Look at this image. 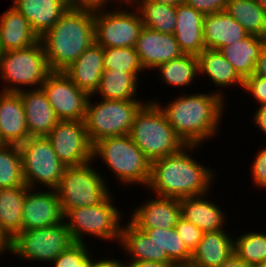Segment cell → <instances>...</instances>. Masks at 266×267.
<instances>
[{
	"label": "cell",
	"instance_id": "ba28073f",
	"mask_svg": "<svg viewBox=\"0 0 266 267\" xmlns=\"http://www.w3.org/2000/svg\"><path fill=\"white\" fill-rule=\"evenodd\" d=\"M91 98L92 95L87 101L84 124L92 145L103 138L129 134L136 113L146 103L101 99L93 104Z\"/></svg>",
	"mask_w": 266,
	"mask_h": 267
},
{
	"label": "cell",
	"instance_id": "8992f818",
	"mask_svg": "<svg viewBox=\"0 0 266 267\" xmlns=\"http://www.w3.org/2000/svg\"><path fill=\"white\" fill-rule=\"evenodd\" d=\"M51 72L41 40L24 49L0 53V81L5 84L2 92L41 88Z\"/></svg>",
	"mask_w": 266,
	"mask_h": 267
},
{
	"label": "cell",
	"instance_id": "c3c4849f",
	"mask_svg": "<svg viewBox=\"0 0 266 267\" xmlns=\"http://www.w3.org/2000/svg\"><path fill=\"white\" fill-rule=\"evenodd\" d=\"M256 112H254L253 115V122L256 124L259 130H261L264 135H266V104L259 105L258 108H256Z\"/></svg>",
	"mask_w": 266,
	"mask_h": 267
},
{
	"label": "cell",
	"instance_id": "4316f807",
	"mask_svg": "<svg viewBox=\"0 0 266 267\" xmlns=\"http://www.w3.org/2000/svg\"><path fill=\"white\" fill-rule=\"evenodd\" d=\"M197 57L199 75H207L212 81L211 83L219 87V91L215 90V93L223 99H226L224 97L225 94L222 92L223 88L234 85L236 87L238 85L243 90L244 80L238 75L234 67L228 63L220 51L204 49Z\"/></svg>",
	"mask_w": 266,
	"mask_h": 267
},
{
	"label": "cell",
	"instance_id": "ac0fdd59",
	"mask_svg": "<svg viewBox=\"0 0 266 267\" xmlns=\"http://www.w3.org/2000/svg\"><path fill=\"white\" fill-rule=\"evenodd\" d=\"M103 71V47L94 42L62 72L90 96L98 89Z\"/></svg>",
	"mask_w": 266,
	"mask_h": 267
},
{
	"label": "cell",
	"instance_id": "9a60e30c",
	"mask_svg": "<svg viewBox=\"0 0 266 267\" xmlns=\"http://www.w3.org/2000/svg\"><path fill=\"white\" fill-rule=\"evenodd\" d=\"M22 214V230L39 229L62 222L63 213L57 191L29 188L24 199Z\"/></svg>",
	"mask_w": 266,
	"mask_h": 267
},
{
	"label": "cell",
	"instance_id": "8fae6325",
	"mask_svg": "<svg viewBox=\"0 0 266 267\" xmlns=\"http://www.w3.org/2000/svg\"><path fill=\"white\" fill-rule=\"evenodd\" d=\"M74 243L68 227L62 221L49 227L22 230L10 241L9 253L23 261L50 264Z\"/></svg>",
	"mask_w": 266,
	"mask_h": 267
},
{
	"label": "cell",
	"instance_id": "60d3db41",
	"mask_svg": "<svg viewBox=\"0 0 266 267\" xmlns=\"http://www.w3.org/2000/svg\"><path fill=\"white\" fill-rule=\"evenodd\" d=\"M244 91L252 95L259 105L266 104V78L250 76L244 80Z\"/></svg>",
	"mask_w": 266,
	"mask_h": 267
},
{
	"label": "cell",
	"instance_id": "3957f363",
	"mask_svg": "<svg viewBox=\"0 0 266 267\" xmlns=\"http://www.w3.org/2000/svg\"><path fill=\"white\" fill-rule=\"evenodd\" d=\"M51 71H64L95 42L94 13L71 7L40 38Z\"/></svg>",
	"mask_w": 266,
	"mask_h": 267
},
{
	"label": "cell",
	"instance_id": "ffe728a7",
	"mask_svg": "<svg viewBox=\"0 0 266 267\" xmlns=\"http://www.w3.org/2000/svg\"><path fill=\"white\" fill-rule=\"evenodd\" d=\"M0 131L8 145H20L29 137L22 99L18 93L0 91Z\"/></svg>",
	"mask_w": 266,
	"mask_h": 267
},
{
	"label": "cell",
	"instance_id": "bcb514c9",
	"mask_svg": "<svg viewBox=\"0 0 266 267\" xmlns=\"http://www.w3.org/2000/svg\"><path fill=\"white\" fill-rule=\"evenodd\" d=\"M252 76L266 78V42L263 44L259 57L256 61L254 73Z\"/></svg>",
	"mask_w": 266,
	"mask_h": 267
},
{
	"label": "cell",
	"instance_id": "7bdbcfd3",
	"mask_svg": "<svg viewBox=\"0 0 266 267\" xmlns=\"http://www.w3.org/2000/svg\"><path fill=\"white\" fill-rule=\"evenodd\" d=\"M115 2L117 5H121L122 3H124L122 2V0H70V7L77 10L95 13L110 9L107 8L108 6L106 5L111 3L115 4Z\"/></svg>",
	"mask_w": 266,
	"mask_h": 267
},
{
	"label": "cell",
	"instance_id": "1f68e13d",
	"mask_svg": "<svg viewBox=\"0 0 266 267\" xmlns=\"http://www.w3.org/2000/svg\"><path fill=\"white\" fill-rule=\"evenodd\" d=\"M118 245L125 254L127 252L130 260L159 262L158 247L144 231L136 227L130 220L121 226Z\"/></svg>",
	"mask_w": 266,
	"mask_h": 267
},
{
	"label": "cell",
	"instance_id": "f907efd6",
	"mask_svg": "<svg viewBox=\"0 0 266 267\" xmlns=\"http://www.w3.org/2000/svg\"><path fill=\"white\" fill-rule=\"evenodd\" d=\"M219 267H252L245 261L240 259L235 253H232L230 257L221 264Z\"/></svg>",
	"mask_w": 266,
	"mask_h": 267
},
{
	"label": "cell",
	"instance_id": "db71d44e",
	"mask_svg": "<svg viewBox=\"0 0 266 267\" xmlns=\"http://www.w3.org/2000/svg\"><path fill=\"white\" fill-rule=\"evenodd\" d=\"M256 1L263 8V10L266 12V0H256Z\"/></svg>",
	"mask_w": 266,
	"mask_h": 267
},
{
	"label": "cell",
	"instance_id": "5b68a950",
	"mask_svg": "<svg viewBox=\"0 0 266 267\" xmlns=\"http://www.w3.org/2000/svg\"><path fill=\"white\" fill-rule=\"evenodd\" d=\"M129 136L150 161L177 153L186 145L160 106L149 100L136 113Z\"/></svg>",
	"mask_w": 266,
	"mask_h": 267
},
{
	"label": "cell",
	"instance_id": "4dcf8cb0",
	"mask_svg": "<svg viewBox=\"0 0 266 267\" xmlns=\"http://www.w3.org/2000/svg\"><path fill=\"white\" fill-rule=\"evenodd\" d=\"M159 249V262L175 265L190 264L192 253L185 246L175 227L170 229H140Z\"/></svg>",
	"mask_w": 266,
	"mask_h": 267
},
{
	"label": "cell",
	"instance_id": "836d02e7",
	"mask_svg": "<svg viewBox=\"0 0 266 267\" xmlns=\"http://www.w3.org/2000/svg\"><path fill=\"white\" fill-rule=\"evenodd\" d=\"M249 35L266 39V12L256 0H229L225 9Z\"/></svg>",
	"mask_w": 266,
	"mask_h": 267
},
{
	"label": "cell",
	"instance_id": "ee69618b",
	"mask_svg": "<svg viewBox=\"0 0 266 267\" xmlns=\"http://www.w3.org/2000/svg\"><path fill=\"white\" fill-rule=\"evenodd\" d=\"M86 243L73 244V267H92L95 260Z\"/></svg>",
	"mask_w": 266,
	"mask_h": 267
},
{
	"label": "cell",
	"instance_id": "74e56055",
	"mask_svg": "<svg viewBox=\"0 0 266 267\" xmlns=\"http://www.w3.org/2000/svg\"><path fill=\"white\" fill-rule=\"evenodd\" d=\"M104 70L144 72L140 57L134 47L103 48Z\"/></svg>",
	"mask_w": 266,
	"mask_h": 267
},
{
	"label": "cell",
	"instance_id": "f35d334b",
	"mask_svg": "<svg viewBox=\"0 0 266 267\" xmlns=\"http://www.w3.org/2000/svg\"><path fill=\"white\" fill-rule=\"evenodd\" d=\"M175 228L187 249L193 253L197 249L204 232L182 216L178 220Z\"/></svg>",
	"mask_w": 266,
	"mask_h": 267
},
{
	"label": "cell",
	"instance_id": "680465c9",
	"mask_svg": "<svg viewBox=\"0 0 266 267\" xmlns=\"http://www.w3.org/2000/svg\"><path fill=\"white\" fill-rule=\"evenodd\" d=\"M124 1V3H132L134 0H122V2Z\"/></svg>",
	"mask_w": 266,
	"mask_h": 267
},
{
	"label": "cell",
	"instance_id": "f6af8a7d",
	"mask_svg": "<svg viewBox=\"0 0 266 267\" xmlns=\"http://www.w3.org/2000/svg\"><path fill=\"white\" fill-rule=\"evenodd\" d=\"M51 264L52 267H73V244L59 254Z\"/></svg>",
	"mask_w": 266,
	"mask_h": 267
},
{
	"label": "cell",
	"instance_id": "30bf717a",
	"mask_svg": "<svg viewBox=\"0 0 266 267\" xmlns=\"http://www.w3.org/2000/svg\"><path fill=\"white\" fill-rule=\"evenodd\" d=\"M22 157V174L29 188L37 185L56 189L65 166L57 157L51 142L45 136H31L19 145Z\"/></svg>",
	"mask_w": 266,
	"mask_h": 267
},
{
	"label": "cell",
	"instance_id": "11a10c76",
	"mask_svg": "<svg viewBox=\"0 0 266 267\" xmlns=\"http://www.w3.org/2000/svg\"><path fill=\"white\" fill-rule=\"evenodd\" d=\"M6 145H8V144L5 142L4 138L2 137L1 131H0V148L3 146H6Z\"/></svg>",
	"mask_w": 266,
	"mask_h": 267
},
{
	"label": "cell",
	"instance_id": "2e32d148",
	"mask_svg": "<svg viewBox=\"0 0 266 267\" xmlns=\"http://www.w3.org/2000/svg\"><path fill=\"white\" fill-rule=\"evenodd\" d=\"M134 48L145 71L151 69L156 71L158 66L183 54L174 34L161 33L145 26Z\"/></svg>",
	"mask_w": 266,
	"mask_h": 267
},
{
	"label": "cell",
	"instance_id": "9f6ffc18",
	"mask_svg": "<svg viewBox=\"0 0 266 267\" xmlns=\"http://www.w3.org/2000/svg\"><path fill=\"white\" fill-rule=\"evenodd\" d=\"M174 267H194L191 264H182V265H175Z\"/></svg>",
	"mask_w": 266,
	"mask_h": 267
},
{
	"label": "cell",
	"instance_id": "5bb4252c",
	"mask_svg": "<svg viewBox=\"0 0 266 267\" xmlns=\"http://www.w3.org/2000/svg\"><path fill=\"white\" fill-rule=\"evenodd\" d=\"M41 88L59 120H84L89 95L62 71H52Z\"/></svg>",
	"mask_w": 266,
	"mask_h": 267
},
{
	"label": "cell",
	"instance_id": "f5cc1de1",
	"mask_svg": "<svg viewBox=\"0 0 266 267\" xmlns=\"http://www.w3.org/2000/svg\"><path fill=\"white\" fill-rule=\"evenodd\" d=\"M158 3L167 4V5H174L177 6L180 3H183L184 0H153Z\"/></svg>",
	"mask_w": 266,
	"mask_h": 267
},
{
	"label": "cell",
	"instance_id": "8d00e7d4",
	"mask_svg": "<svg viewBox=\"0 0 266 267\" xmlns=\"http://www.w3.org/2000/svg\"><path fill=\"white\" fill-rule=\"evenodd\" d=\"M22 157L18 145H6L0 148V189L15 188L24 185Z\"/></svg>",
	"mask_w": 266,
	"mask_h": 267
},
{
	"label": "cell",
	"instance_id": "681fc988",
	"mask_svg": "<svg viewBox=\"0 0 266 267\" xmlns=\"http://www.w3.org/2000/svg\"><path fill=\"white\" fill-rule=\"evenodd\" d=\"M92 267H123V261L113 257L109 259H98L94 261Z\"/></svg>",
	"mask_w": 266,
	"mask_h": 267
},
{
	"label": "cell",
	"instance_id": "4fadbf2b",
	"mask_svg": "<svg viewBox=\"0 0 266 267\" xmlns=\"http://www.w3.org/2000/svg\"><path fill=\"white\" fill-rule=\"evenodd\" d=\"M46 137L65 166H81L93 161V145L84 120H59Z\"/></svg>",
	"mask_w": 266,
	"mask_h": 267
},
{
	"label": "cell",
	"instance_id": "7402d4cb",
	"mask_svg": "<svg viewBox=\"0 0 266 267\" xmlns=\"http://www.w3.org/2000/svg\"><path fill=\"white\" fill-rule=\"evenodd\" d=\"M13 5L41 38L70 7V0H13Z\"/></svg>",
	"mask_w": 266,
	"mask_h": 267
},
{
	"label": "cell",
	"instance_id": "7dc6e473",
	"mask_svg": "<svg viewBox=\"0 0 266 267\" xmlns=\"http://www.w3.org/2000/svg\"><path fill=\"white\" fill-rule=\"evenodd\" d=\"M124 261L123 267H174V263H161L155 261L127 260Z\"/></svg>",
	"mask_w": 266,
	"mask_h": 267
},
{
	"label": "cell",
	"instance_id": "484cf974",
	"mask_svg": "<svg viewBox=\"0 0 266 267\" xmlns=\"http://www.w3.org/2000/svg\"><path fill=\"white\" fill-rule=\"evenodd\" d=\"M219 230L205 232L197 249L192 253L191 265L194 267H219L234 253L233 235Z\"/></svg>",
	"mask_w": 266,
	"mask_h": 267
},
{
	"label": "cell",
	"instance_id": "52a82bcc",
	"mask_svg": "<svg viewBox=\"0 0 266 267\" xmlns=\"http://www.w3.org/2000/svg\"><path fill=\"white\" fill-rule=\"evenodd\" d=\"M111 195L100 204L73 208L63 215V221L75 243H85V234L119 243L123 215Z\"/></svg>",
	"mask_w": 266,
	"mask_h": 267
},
{
	"label": "cell",
	"instance_id": "d6a6232c",
	"mask_svg": "<svg viewBox=\"0 0 266 267\" xmlns=\"http://www.w3.org/2000/svg\"><path fill=\"white\" fill-rule=\"evenodd\" d=\"M145 27L166 34H174L176 27V6L155 2L153 0H134Z\"/></svg>",
	"mask_w": 266,
	"mask_h": 267
},
{
	"label": "cell",
	"instance_id": "603a6c76",
	"mask_svg": "<svg viewBox=\"0 0 266 267\" xmlns=\"http://www.w3.org/2000/svg\"><path fill=\"white\" fill-rule=\"evenodd\" d=\"M249 34L227 11L204 16L203 36L205 49L220 50Z\"/></svg>",
	"mask_w": 266,
	"mask_h": 267
},
{
	"label": "cell",
	"instance_id": "83f0119b",
	"mask_svg": "<svg viewBox=\"0 0 266 267\" xmlns=\"http://www.w3.org/2000/svg\"><path fill=\"white\" fill-rule=\"evenodd\" d=\"M29 187L0 189V231L11 241L23 227V203Z\"/></svg>",
	"mask_w": 266,
	"mask_h": 267
},
{
	"label": "cell",
	"instance_id": "7c38bea8",
	"mask_svg": "<svg viewBox=\"0 0 266 267\" xmlns=\"http://www.w3.org/2000/svg\"><path fill=\"white\" fill-rule=\"evenodd\" d=\"M115 7L94 13L95 42L103 48L135 47L144 27L139 11L127 2Z\"/></svg>",
	"mask_w": 266,
	"mask_h": 267
},
{
	"label": "cell",
	"instance_id": "6f0895ef",
	"mask_svg": "<svg viewBox=\"0 0 266 267\" xmlns=\"http://www.w3.org/2000/svg\"><path fill=\"white\" fill-rule=\"evenodd\" d=\"M255 267H266V261L262 262L259 265H256Z\"/></svg>",
	"mask_w": 266,
	"mask_h": 267
},
{
	"label": "cell",
	"instance_id": "277c9868",
	"mask_svg": "<svg viewBox=\"0 0 266 267\" xmlns=\"http://www.w3.org/2000/svg\"><path fill=\"white\" fill-rule=\"evenodd\" d=\"M92 160L101 159L117 182L147 187L151 161L131 139L129 134L103 138L93 144ZM97 157V158H96ZM99 157V158H98ZM105 162V163H104Z\"/></svg>",
	"mask_w": 266,
	"mask_h": 267
},
{
	"label": "cell",
	"instance_id": "7a4b0ae2",
	"mask_svg": "<svg viewBox=\"0 0 266 267\" xmlns=\"http://www.w3.org/2000/svg\"><path fill=\"white\" fill-rule=\"evenodd\" d=\"M169 124L186 145L202 143L218 134L225 109V100L215 91L209 93L182 94L162 106Z\"/></svg>",
	"mask_w": 266,
	"mask_h": 267
},
{
	"label": "cell",
	"instance_id": "6da1fadb",
	"mask_svg": "<svg viewBox=\"0 0 266 267\" xmlns=\"http://www.w3.org/2000/svg\"><path fill=\"white\" fill-rule=\"evenodd\" d=\"M199 147L185 145L177 153L151 161L146 190L149 188L156 193L154 195L179 199L210 193L217 174L214 169L195 161V157L193 159L192 152Z\"/></svg>",
	"mask_w": 266,
	"mask_h": 267
},
{
	"label": "cell",
	"instance_id": "f546056e",
	"mask_svg": "<svg viewBox=\"0 0 266 267\" xmlns=\"http://www.w3.org/2000/svg\"><path fill=\"white\" fill-rule=\"evenodd\" d=\"M141 72H123L119 70H104L98 89L92 95L99 94L105 100L140 101L136 96Z\"/></svg>",
	"mask_w": 266,
	"mask_h": 267
},
{
	"label": "cell",
	"instance_id": "ab89813d",
	"mask_svg": "<svg viewBox=\"0 0 266 267\" xmlns=\"http://www.w3.org/2000/svg\"><path fill=\"white\" fill-rule=\"evenodd\" d=\"M251 176L254 185L257 188H266V147L260 149L255 155V159L251 165Z\"/></svg>",
	"mask_w": 266,
	"mask_h": 267
},
{
	"label": "cell",
	"instance_id": "9c48e42d",
	"mask_svg": "<svg viewBox=\"0 0 266 267\" xmlns=\"http://www.w3.org/2000/svg\"><path fill=\"white\" fill-rule=\"evenodd\" d=\"M92 164L93 161L65 168L55 189L63 215L73 208L100 204L112 193L102 173Z\"/></svg>",
	"mask_w": 266,
	"mask_h": 267
},
{
	"label": "cell",
	"instance_id": "e0dca14e",
	"mask_svg": "<svg viewBox=\"0 0 266 267\" xmlns=\"http://www.w3.org/2000/svg\"><path fill=\"white\" fill-rule=\"evenodd\" d=\"M155 196L131 211L129 220L139 229L175 227L181 217L180 199Z\"/></svg>",
	"mask_w": 266,
	"mask_h": 267
},
{
	"label": "cell",
	"instance_id": "e575fe53",
	"mask_svg": "<svg viewBox=\"0 0 266 267\" xmlns=\"http://www.w3.org/2000/svg\"><path fill=\"white\" fill-rule=\"evenodd\" d=\"M160 80L167 85L186 87L191 85L199 75L198 57L193 54H182L180 57L163 63L156 68Z\"/></svg>",
	"mask_w": 266,
	"mask_h": 267
},
{
	"label": "cell",
	"instance_id": "d590c367",
	"mask_svg": "<svg viewBox=\"0 0 266 267\" xmlns=\"http://www.w3.org/2000/svg\"><path fill=\"white\" fill-rule=\"evenodd\" d=\"M234 239V253L252 267L266 261V233L250 231Z\"/></svg>",
	"mask_w": 266,
	"mask_h": 267
},
{
	"label": "cell",
	"instance_id": "816d5d0a",
	"mask_svg": "<svg viewBox=\"0 0 266 267\" xmlns=\"http://www.w3.org/2000/svg\"><path fill=\"white\" fill-rule=\"evenodd\" d=\"M6 252V253H5ZM10 252V241L9 239L0 231V256L4 253Z\"/></svg>",
	"mask_w": 266,
	"mask_h": 267
},
{
	"label": "cell",
	"instance_id": "44dd1931",
	"mask_svg": "<svg viewBox=\"0 0 266 267\" xmlns=\"http://www.w3.org/2000/svg\"><path fill=\"white\" fill-rule=\"evenodd\" d=\"M174 37L183 54L198 56L204 49V14L183 3L176 6Z\"/></svg>",
	"mask_w": 266,
	"mask_h": 267
},
{
	"label": "cell",
	"instance_id": "d4e9b609",
	"mask_svg": "<svg viewBox=\"0 0 266 267\" xmlns=\"http://www.w3.org/2000/svg\"><path fill=\"white\" fill-rule=\"evenodd\" d=\"M0 17V52L24 49L40 40L29 21L14 6Z\"/></svg>",
	"mask_w": 266,
	"mask_h": 267
},
{
	"label": "cell",
	"instance_id": "cb8c5ba5",
	"mask_svg": "<svg viewBox=\"0 0 266 267\" xmlns=\"http://www.w3.org/2000/svg\"><path fill=\"white\" fill-rule=\"evenodd\" d=\"M208 195L209 193L180 198L181 216L204 233L224 230V224L226 225L225 221H227L226 213L213 201L208 200Z\"/></svg>",
	"mask_w": 266,
	"mask_h": 267
},
{
	"label": "cell",
	"instance_id": "d6986e66",
	"mask_svg": "<svg viewBox=\"0 0 266 267\" xmlns=\"http://www.w3.org/2000/svg\"><path fill=\"white\" fill-rule=\"evenodd\" d=\"M17 93L23 102L29 135L47 136L59 119L42 88H26Z\"/></svg>",
	"mask_w": 266,
	"mask_h": 267
},
{
	"label": "cell",
	"instance_id": "b9f144b4",
	"mask_svg": "<svg viewBox=\"0 0 266 267\" xmlns=\"http://www.w3.org/2000/svg\"><path fill=\"white\" fill-rule=\"evenodd\" d=\"M228 1L229 0H184V3L204 15H207L224 11Z\"/></svg>",
	"mask_w": 266,
	"mask_h": 267
},
{
	"label": "cell",
	"instance_id": "f1b7e54d",
	"mask_svg": "<svg viewBox=\"0 0 266 267\" xmlns=\"http://www.w3.org/2000/svg\"><path fill=\"white\" fill-rule=\"evenodd\" d=\"M265 42V38L248 35L245 39L222 47L219 51L234 67L238 75L245 80L253 75L256 61Z\"/></svg>",
	"mask_w": 266,
	"mask_h": 267
}]
</instances>
